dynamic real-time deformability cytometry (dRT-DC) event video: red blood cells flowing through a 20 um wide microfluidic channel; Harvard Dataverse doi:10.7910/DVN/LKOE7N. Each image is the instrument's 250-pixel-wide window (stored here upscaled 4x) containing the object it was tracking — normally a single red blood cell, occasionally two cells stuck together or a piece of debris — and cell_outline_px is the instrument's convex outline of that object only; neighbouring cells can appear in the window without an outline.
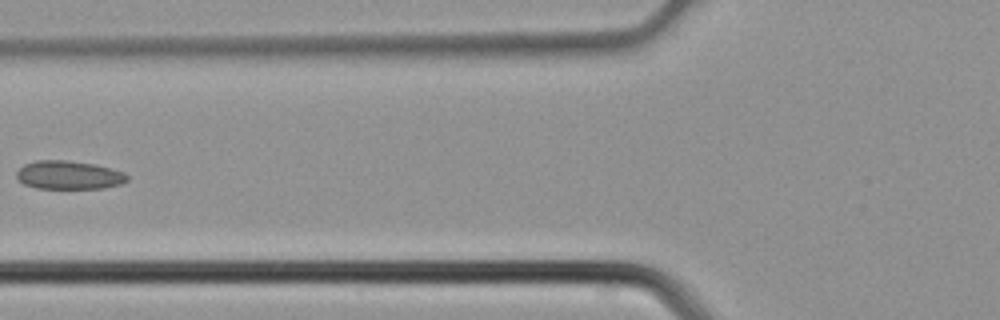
{"species": "common noctule bat (a hibernating species)", "species_latin": "Nyctalus noctula", "temperature_condition": "cold", "stored_images_in_passage": 4, "camera_frame_rate_fps": 3000, "um_per_image_px": 0.085, "animal": {"sex": "male", "body_mass_g": 21.5, "forearm_length_mm": 52.0}, "frame": {"image": 1, "passage_image": 4, "time_ms": 1.0, "image_size_px": [1000, 320], "cell_outline_px": [[128, 180], [120, 184], [104, 188], [36, 188], [24, 184], [16, 176], [16, 172], [24, 164], [36, 160], [64, 160], [92, 164], [124, 172], [128, 176]], "centroid_in_image_um": [5.83, 14.88], "position_along_channel_um": 120.0, "area_um2": 18.15}}